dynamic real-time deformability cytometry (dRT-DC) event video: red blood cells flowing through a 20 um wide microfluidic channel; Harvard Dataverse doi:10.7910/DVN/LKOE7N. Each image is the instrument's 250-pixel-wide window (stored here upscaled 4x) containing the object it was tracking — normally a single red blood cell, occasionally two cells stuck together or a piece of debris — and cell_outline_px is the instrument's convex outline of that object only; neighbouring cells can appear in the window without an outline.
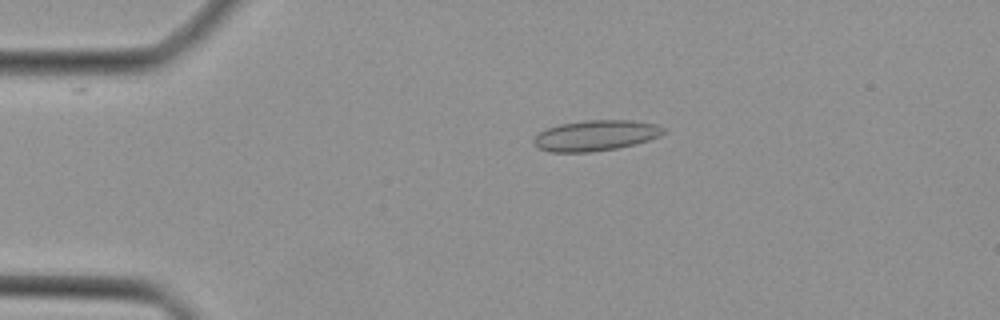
{"species": "Egyptian fruit bat (a non-hibernating species)", "species_latin": "Rousettus aegyptiacus", "temperature_condition": "cold", "stored_images_in_passage": 44, "camera_frame_rate_fps": 3000, "um_per_image_px": 0.085, "animal": {"sex": "female"}, "frame": {"image": 1, "passage_image": 9, "time_ms": 2.667, "image_size_px": [1000, 320], "cell_outline_px": [[664, 132], [660, 136], [636, 144], [616, 148], [592, 152], [552, 152], [540, 148], [532, 140], [540, 132], [548, 128], [560, 124], [584, 120], [632, 120], [656, 124], [664, 128]], "centroid_in_image_um": [50.66, 11.51], "position_along_channel_um": 34.3, "area_um2": 23.0}}
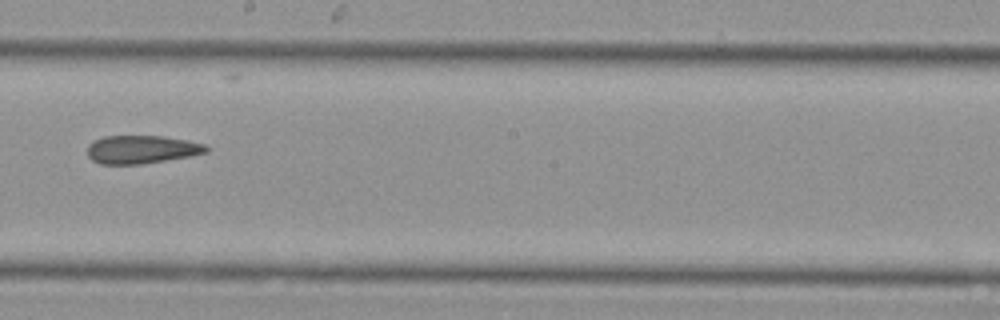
{"frame": {"image": 2, "passage_image": 25, "time_ms": 8.0, "image_size_px": [1000, 320], "cell_outline_px": [[208, 152], [188, 156], [140, 164], [100, 164], [92, 160], [88, 156], [88, 144], [104, 136], [160, 136], [188, 140], [204, 144], [208, 148]], "centroid_in_image_um": [12.02, 12.7], "position_along_channel_um": 236.2, "area_um2": 19.31}}
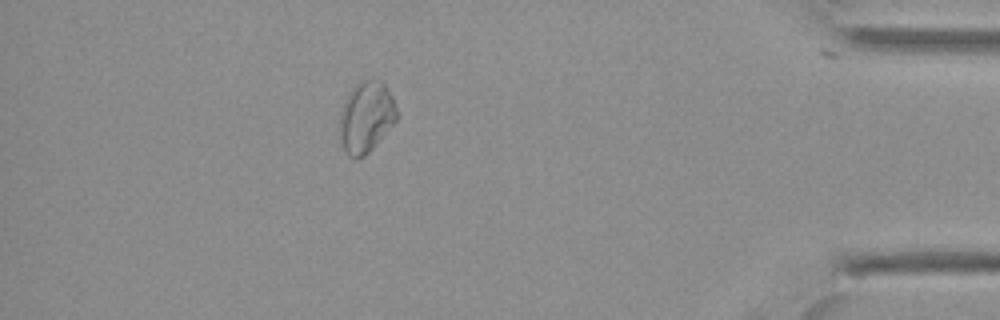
{"frame": {"image": 3, "passage_image": 39, "time_ms": 12.667, "image_size_px": [1000, 320], "cell_outline_px": [[400, 116], [372, 148], [364, 156], [356, 160], [348, 156], [344, 148], [340, 136], [340, 112], [344, 100], [348, 92], [360, 80], [380, 80], [388, 88], [392, 96]], "centroid_in_image_um": [31.13, 9.93], "position_along_channel_um": 404.1, "area_um2": 23.76}}